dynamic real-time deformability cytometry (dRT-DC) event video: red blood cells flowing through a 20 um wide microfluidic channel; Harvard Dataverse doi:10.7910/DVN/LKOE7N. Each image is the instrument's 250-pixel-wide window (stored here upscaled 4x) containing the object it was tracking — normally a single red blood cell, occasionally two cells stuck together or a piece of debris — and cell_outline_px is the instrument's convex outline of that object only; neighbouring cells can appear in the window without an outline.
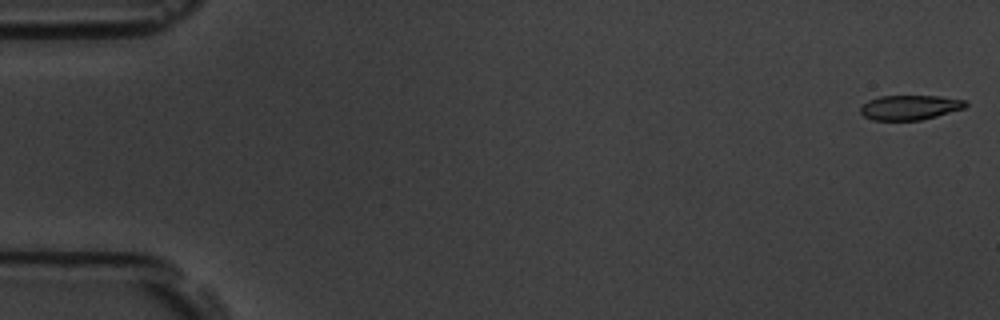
{"species": "common noctule bat (a hibernating species)", "species_latin": "Nyctalus noctula", "temperature_condition": "room temperature", "stored_images_in_passage": 8, "camera_frame_rate_fps": 3000, "um_per_image_px": 0.085, "animal": {"sex": "male", "body_mass_g": 19.5, "forearm_length_mm": 54.6}, "frame": {"image": 1, "passage_image": 1, "time_ms": 0.0, "image_size_px": [1000, 320], "cell_outline_px": [[968, 104], [964, 108], [936, 116], [920, 120], [872, 120], [864, 116], [860, 112], [860, 108], [868, 100], [880, 96], [940, 96], [964, 100]], "centroid_in_image_um": [77.32, 9.13], "position_along_channel_um": 7.7, "area_um2": 15.03}}
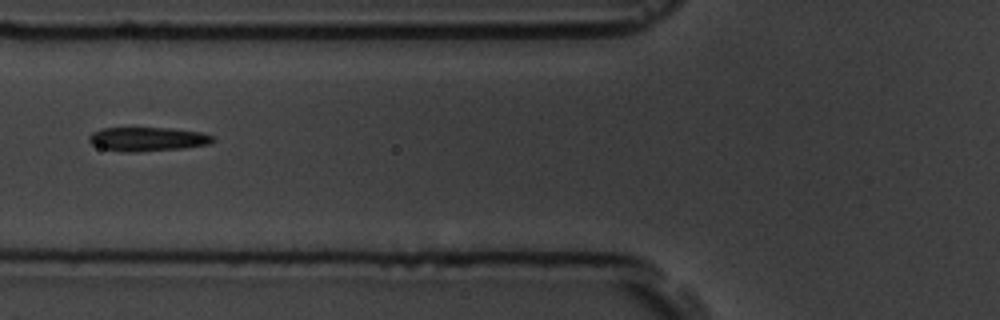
{"frame": {"image": 2, "passage_image": 7, "time_ms": 2.0, "image_size_px": [1000, 320], "cell_outline_px": [[216, 140], [208, 144], [184, 148], [136, 152], [124, 152], [100, 148], [92, 144], [88, 140], [88, 136], [92, 132], [100, 128], [172, 128], [200, 132], [216, 136]], "centroid_in_image_um": [12.54, 11.82], "position_along_channel_um": 113.3, "area_um2": 17.51}}
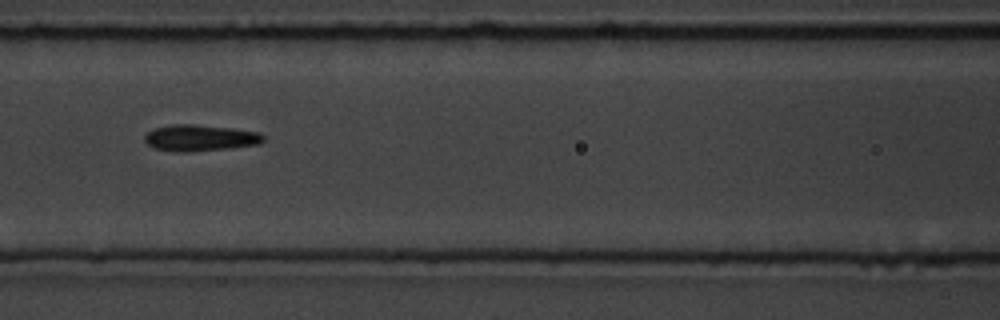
{"frame": {"image": 3, "passage_image": 8, "time_ms": 2.333, "image_size_px": [1000, 320], "cell_outline_px": [[264, 140], [260, 144], [228, 148], [184, 152], [176, 152], [152, 148], [144, 140], [144, 136], [148, 132], [156, 128], [172, 124], [196, 124], [232, 128], [260, 132], [264, 136]], "centroid_in_image_um": [17.0, 11.72], "position_along_channel_um": 149.6, "area_um2": 18.26}}